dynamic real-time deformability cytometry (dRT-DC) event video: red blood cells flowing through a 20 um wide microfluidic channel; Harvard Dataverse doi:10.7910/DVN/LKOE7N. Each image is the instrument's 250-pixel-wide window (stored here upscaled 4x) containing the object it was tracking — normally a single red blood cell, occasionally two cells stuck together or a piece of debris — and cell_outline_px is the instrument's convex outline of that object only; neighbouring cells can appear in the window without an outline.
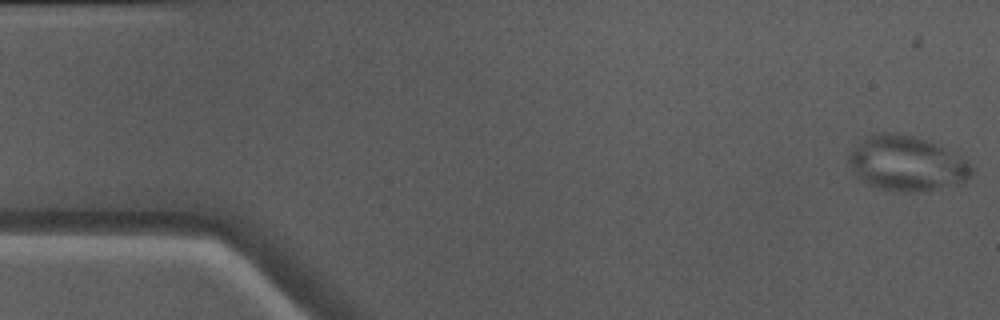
{"species": "Egyptian fruit bat (a non-hibernating species)", "species_latin": "Rousettus aegyptiacus", "temperature_condition": "warm", "stored_images_in_passage": 50, "camera_frame_rate_fps": 3000, "um_per_image_px": 0.085, "animal": {"sex": "male"}, "frame": {"image": 1, "passage_image": 1, "time_ms": 0.0, "image_size_px": [1000, 320], "cell_outline_px": [[972, 176], [960, 184], [920, 192], [908, 192], [880, 188], [868, 184], [852, 168], [848, 160], [848, 152], [864, 136], [880, 132], [900, 132], [936, 144], [968, 160], [972, 164]], "centroid_in_image_um": [77.09, 13.87], "position_along_channel_um": 7.9, "area_um2": 39.3}}
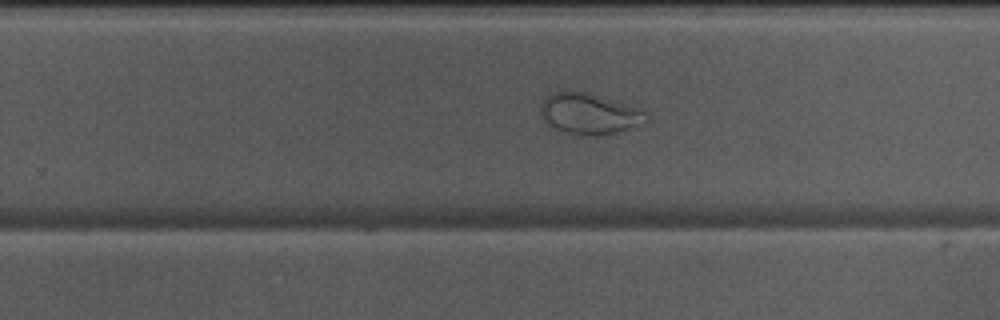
{"frame": {"image": 2, "passage_image": 31, "time_ms": 10.0, "image_size_px": [1000, 320], "cell_outline_px": [[648, 124], [616, 132], [596, 136], [580, 136], [560, 132], [548, 124], [544, 120], [540, 112], [540, 104], [544, 96], [552, 92], [568, 88], [588, 92], [644, 108], [648, 112]], "centroid_in_image_um": [50.12, 9.64], "position_along_channel_um": 279.7, "area_um2": 26.65}}